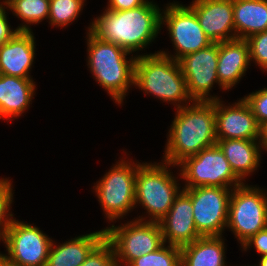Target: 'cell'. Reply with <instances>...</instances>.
Here are the masks:
<instances>
[{
    "label": "cell",
    "mask_w": 267,
    "mask_h": 266,
    "mask_svg": "<svg viewBox=\"0 0 267 266\" xmlns=\"http://www.w3.org/2000/svg\"><path fill=\"white\" fill-rule=\"evenodd\" d=\"M192 103L177 104L164 155V162L173 166L217 142L215 101Z\"/></svg>",
    "instance_id": "1"
},
{
    "label": "cell",
    "mask_w": 267,
    "mask_h": 266,
    "mask_svg": "<svg viewBox=\"0 0 267 266\" xmlns=\"http://www.w3.org/2000/svg\"><path fill=\"white\" fill-rule=\"evenodd\" d=\"M160 9L147 1L145 4L123 11L105 10L94 19L90 31L106 42H111L128 52H136L152 42L161 28Z\"/></svg>",
    "instance_id": "2"
},
{
    "label": "cell",
    "mask_w": 267,
    "mask_h": 266,
    "mask_svg": "<svg viewBox=\"0 0 267 266\" xmlns=\"http://www.w3.org/2000/svg\"><path fill=\"white\" fill-rule=\"evenodd\" d=\"M88 65L96 81L118 104L123 102L130 85L134 84L136 57L126 60L127 50L103 41L88 29Z\"/></svg>",
    "instance_id": "3"
},
{
    "label": "cell",
    "mask_w": 267,
    "mask_h": 266,
    "mask_svg": "<svg viewBox=\"0 0 267 266\" xmlns=\"http://www.w3.org/2000/svg\"><path fill=\"white\" fill-rule=\"evenodd\" d=\"M134 85L165 102H193L179 62L159 52L136 57Z\"/></svg>",
    "instance_id": "4"
},
{
    "label": "cell",
    "mask_w": 267,
    "mask_h": 266,
    "mask_svg": "<svg viewBox=\"0 0 267 266\" xmlns=\"http://www.w3.org/2000/svg\"><path fill=\"white\" fill-rule=\"evenodd\" d=\"M170 165L167 162L162 165L144 163L137 167L135 203L139 202L148 211L152 217L148 221L159 222L181 192L176 179L167 170Z\"/></svg>",
    "instance_id": "5"
},
{
    "label": "cell",
    "mask_w": 267,
    "mask_h": 266,
    "mask_svg": "<svg viewBox=\"0 0 267 266\" xmlns=\"http://www.w3.org/2000/svg\"><path fill=\"white\" fill-rule=\"evenodd\" d=\"M143 220L136 219L120 227L114 224L106 227L105 238L114 247L117 266L121 263L128 266L133 260L156 251L164 244L159 222Z\"/></svg>",
    "instance_id": "6"
},
{
    "label": "cell",
    "mask_w": 267,
    "mask_h": 266,
    "mask_svg": "<svg viewBox=\"0 0 267 266\" xmlns=\"http://www.w3.org/2000/svg\"><path fill=\"white\" fill-rule=\"evenodd\" d=\"M227 227L243 245L251 236L267 227V196L262 190L244 183L232 188Z\"/></svg>",
    "instance_id": "7"
},
{
    "label": "cell",
    "mask_w": 267,
    "mask_h": 266,
    "mask_svg": "<svg viewBox=\"0 0 267 266\" xmlns=\"http://www.w3.org/2000/svg\"><path fill=\"white\" fill-rule=\"evenodd\" d=\"M178 166L182 168L180 171L182 178L188 182L185 188L201 186L229 188L233 185L236 188L244 183L234 174L217 144L184 159Z\"/></svg>",
    "instance_id": "8"
},
{
    "label": "cell",
    "mask_w": 267,
    "mask_h": 266,
    "mask_svg": "<svg viewBox=\"0 0 267 266\" xmlns=\"http://www.w3.org/2000/svg\"><path fill=\"white\" fill-rule=\"evenodd\" d=\"M124 159L107 172L95 187L108 219H120L135 206V180L139 164Z\"/></svg>",
    "instance_id": "9"
},
{
    "label": "cell",
    "mask_w": 267,
    "mask_h": 266,
    "mask_svg": "<svg viewBox=\"0 0 267 266\" xmlns=\"http://www.w3.org/2000/svg\"><path fill=\"white\" fill-rule=\"evenodd\" d=\"M229 190L232 189L212 186L183 188L191 198L194 223L201 236H222L227 227Z\"/></svg>",
    "instance_id": "10"
},
{
    "label": "cell",
    "mask_w": 267,
    "mask_h": 266,
    "mask_svg": "<svg viewBox=\"0 0 267 266\" xmlns=\"http://www.w3.org/2000/svg\"><path fill=\"white\" fill-rule=\"evenodd\" d=\"M52 241L38 227L13 218L3 239L10 256L2 257L16 266H46Z\"/></svg>",
    "instance_id": "11"
},
{
    "label": "cell",
    "mask_w": 267,
    "mask_h": 266,
    "mask_svg": "<svg viewBox=\"0 0 267 266\" xmlns=\"http://www.w3.org/2000/svg\"><path fill=\"white\" fill-rule=\"evenodd\" d=\"M164 15H161V24L167 25L172 42L176 48V55L159 53L179 61L185 55L194 53L208 47L213 42L206 36L201 28L195 12L188 6L171 3L167 6Z\"/></svg>",
    "instance_id": "12"
},
{
    "label": "cell",
    "mask_w": 267,
    "mask_h": 266,
    "mask_svg": "<svg viewBox=\"0 0 267 266\" xmlns=\"http://www.w3.org/2000/svg\"><path fill=\"white\" fill-rule=\"evenodd\" d=\"M178 62L192 101L214 102L220 100L218 97L209 95L214 82L219 84L217 75L218 43H212L204 49L185 55Z\"/></svg>",
    "instance_id": "13"
},
{
    "label": "cell",
    "mask_w": 267,
    "mask_h": 266,
    "mask_svg": "<svg viewBox=\"0 0 267 266\" xmlns=\"http://www.w3.org/2000/svg\"><path fill=\"white\" fill-rule=\"evenodd\" d=\"M215 119L217 139H260V126L243 98L231 107L216 100Z\"/></svg>",
    "instance_id": "14"
},
{
    "label": "cell",
    "mask_w": 267,
    "mask_h": 266,
    "mask_svg": "<svg viewBox=\"0 0 267 266\" xmlns=\"http://www.w3.org/2000/svg\"><path fill=\"white\" fill-rule=\"evenodd\" d=\"M189 7L195 12L201 28L213 43L236 39L233 0H194Z\"/></svg>",
    "instance_id": "15"
},
{
    "label": "cell",
    "mask_w": 267,
    "mask_h": 266,
    "mask_svg": "<svg viewBox=\"0 0 267 266\" xmlns=\"http://www.w3.org/2000/svg\"><path fill=\"white\" fill-rule=\"evenodd\" d=\"M192 212L191 198L182 190L168 213L159 221L164 243L168 240L170 245L181 248L201 237Z\"/></svg>",
    "instance_id": "16"
},
{
    "label": "cell",
    "mask_w": 267,
    "mask_h": 266,
    "mask_svg": "<svg viewBox=\"0 0 267 266\" xmlns=\"http://www.w3.org/2000/svg\"><path fill=\"white\" fill-rule=\"evenodd\" d=\"M35 54V41L32 31H17L6 43L0 46L1 74L31 78V69Z\"/></svg>",
    "instance_id": "17"
},
{
    "label": "cell",
    "mask_w": 267,
    "mask_h": 266,
    "mask_svg": "<svg viewBox=\"0 0 267 266\" xmlns=\"http://www.w3.org/2000/svg\"><path fill=\"white\" fill-rule=\"evenodd\" d=\"M250 63L246 39H233L218 43L217 75L219 86L231 89L245 74Z\"/></svg>",
    "instance_id": "18"
},
{
    "label": "cell",
    "mask_w": 267,
    "mask_h": 266,
    "mask_svg": "<svg viewBox=\"0 0 267 266\" xmlns=\"http://www.w3.org/2000/svg\"><path fill=\"white\" fill-rule=\"evenodd\" d=\"M34 90L31 78L0 74V119L21 115L29 107Z\"/></svg>",
    "instance_id": "19"
},
{
    "label": "cell",
    "mask_w": 267,
    "mask_h": 266,
    "mask_svg": "<svg viewBox=\"0 0 267 266\" xmlns=\"http://www.w3.org/2000/svg\"><path fill=\"white\" fill-rule=\"evenodd\" d=\"M105 238V229L76 237L49 249L46 266H81L90 252Z\"/></svg>",
    "instance_id": "20"
},
{
    "label": "cell",
    "mask_w": 267,
    "mask_h": 266,
    "mask_svg": "<svg viewBox=\"0 0 267 266\" xmlns=\"http://www.w3.org/2000/svg\"><path fill=\"white\" fill-rule=\"evenodd\" d=\"M258 140L217 139V146L224 153L234 174L241 180L254 172L260 161Z\"/></svg>",
    "instance_id": "21"
},
{
    "label": "cell",
    "mask_w": 267,
    "mask_h": 266,
    "mask_svg": "<svg viewBox=\"0 0 267 266\" xmlns=\"http://www.w3.org/2000/svg\"><path fill=\"white\" fill-rule=\"evenodd\" d=\"M235 36L238 39L267 30V0H233Z\"/></svg>",
    "instance_id": "22"
},
{
    "label": "cell",
    "mask_w": 267,
    "mask_h": 266,
    "mask_svg": "<svg viewBox=\"0 0 267 266\" xmlns=\"http://www.w3.org/2000/svg\"><path fill=\"white\" fill-rule=\"evenodd\" d=\"M222 236H201L181 247L180 266H226Z\"/></svg>",
    "instance_id": "23"
},
{
    "label": "cell",
    "mask_w": 267,
    "mask_h": 266,
    "mask_svg": "<svg viewBox=\"0 0 267 266\" xmlns=\"http://www.w3.org/2000/svg\"><path fill=\"white\" fill-rule=\"evenodd\" d=\"M50 0H15L8 8L18 18L29 24H36L49 17Z\"/></svg>",
    "instance_id": "24"
},
{
    "label": "cell",
    "mask_w": 267,
    "mask_h": 266,
    "mask_svg": "<svg viewBox=\"0 0 267 266\" xmlns=\"http://www.w3.org/2000/svg\"><path fill=\"white\" fill-rule=\"evenodd\" d=\"M181 249L165 243L152 253L142 255L133 260L128 266H180Z\"/></svg>",
    "instance_id": "25"
},
{
    "label": "cell",
    "mask_w": 267,
    "mask_h": 266,
    "mask_svg": "<svg viewBox=\"0 0 267 266\" xmlns=\"http://www.w3.org/2000/svg\"><path fill=\"white\" fill-rule=\"evenodd\" d=\"M85 0H50L49 5V20L51 25L66 26L74 21Z\"/></svg>",
    "instance_id": "26"
},
{
    "label": "cell",
    "mask_w": 267,
    "mask_h": 266,
    "mask_svg": "<svg viewBox=\"0 0 267 266\" xmlns=\"http://www.w3.org/2000/svg\"><path fill=\"white\" fill-rule=\"evenodd\" d=\"M81 266H117L114 247L104 238L90 252Z\"/></svg>",
    "instance_id": "27"
},
{
    "label": "cell",
    "mask_w": 267,
    "mask_h": 266,
    "mask_svg": "<svg viewBox=\"0 0 267 266\" xmlns=\"http://www.w3.org/2000/svg\"><path fill=\"white\" fill-rule=\"evenodd\" d=\"M11 187V183L8 181V179H0V239H2V241L13 220L11 218L13 215L8 214L10 209L9 206L11 205L13 198Z\"/></svg>",
    "instance_id": "28"
},
{
    "label": "cell",
    "mask_w": 267,
    "mask_h": 266,
    "mask_svg": "<svg viewBox=\"0 0 267 266\" xmlns=\"http://www.w3.org/2000/svg\"><path fill=\"white\" fill-rule=\"evenodd\" d=\"M246 40L249 45L250 60H255L260 68L267 71V30L254 34Z\"/></svg>",
    "instance_id": "29"
},
{
    "label": "cell",
    "mask_w": 267,
    "mask_h": 266,
    "mask_svg": "<svg viewBox=\"0 0 267 266\" xmlns=\"http://www.w3.org/2000/svg\"><path fill=\"white\" fill-rule=\"evenodd\" d=\"M249 105L259 126L267 122V88L251 93L243 98Z\"/></svg>",
    "instance_id": "30"
},
{
    "label": "cell",
    "mask_w": 267,
    "mask_h": 266,
    "mask_svg": "<svg viewBox=\"0 0 267 266\" xmlns=\"http://www.w3.org/2000/svg\"><path fill=\"white\" fill-rule=\"evenodd\" d=\"M2 4L3 3L0 4V46L8 42L17 33V31H31L29 26L26 24H22L21 26H18L17 29L11 30L5 14V6L3 7Z\"/></svg>",
    "instance_id": "31"
},
{
    "label": "cell",
    "mask_w": 267,
    "mask_h": 266,
    "mask_svg": "<svg viewBox=\"0 0 267 266\" xmlns=\"http://www.w3.org/2000/svg\"><path fill=\"white\" fill-rule=\"evenodd\" d=\"M253 244L258 253L262 256L267 255V227L251 236L241 246L246 250L247 248H250V246L252 247Z\"/></svg>",
    "instance_id": "32"
},
{
    "label": "cell",
    "mask_w": 267,
    "mask_h": 266,
    "mask_svg": "<svg viewBox=\"0 0 267 266\" xmlns=\"http://www.w3.org/2000/svg\"><path fill=\"white\" fill-rule=\"evenodd\" d=\"M148 0H109L108 10L123 11L139 7Z\"/></svg>",
    "instance_id": "33"
},
{
    "label": "cell",
    "mask_w": 267,
    "mask_h": 266,
    "mask_svg": "<svg viewBox=\"0 0 267 266\" xmlns=\"http://www.w3.org/2000/svg\"><path fill=\"white\" fill-rule=\"evenodd\" d=\"M260 147L267 150V122L260 126V139L258 141Z\"/></svg>",
    "instance_id": "34"
},
{
    "label": "cell",
    "mask_w": 267,
    "mask_h": 266,
    "mask_svg": "<svg viewBox=\"0 0 267 266\" xmlns=\"http://www.w3.org/2000/svg\"><path fill=\"white\" fill-rule=\"evenodd\" d=\"M0 266H16V265L8 262L5 258L2 257V254H0Z\"/></svg>",
    "instance_id": "35"
},
{
    "label": "cell",
    "mask_w": 267,
    "mask_h": 266,
    "mask_svg": "<svg viewBox=\"0 0 267 266\" xmlns=\"http://www.w3.org/2000/svg\"><path fill=\"white\" fill-rule=\"evenodd\" d=\"M259 266H267V255L261 256Z\"/></svg>",
    "instance_id": "36"
},
{
    "label": "cell",
    "mask_w": 267,
    "mask_h": 266,
    "mask_svg": "<svg viewBox=\"0 0 267 266\" xmlns=\"http://www.w3.org/2000/svg\"><path fill=\"white\" fill-rule=\"evenodd\" d=\"M15 0H5L3 1L4 2V5L6 6V8Z\"/></svg>",
    "instance_id": "37"
}]
</instances>
